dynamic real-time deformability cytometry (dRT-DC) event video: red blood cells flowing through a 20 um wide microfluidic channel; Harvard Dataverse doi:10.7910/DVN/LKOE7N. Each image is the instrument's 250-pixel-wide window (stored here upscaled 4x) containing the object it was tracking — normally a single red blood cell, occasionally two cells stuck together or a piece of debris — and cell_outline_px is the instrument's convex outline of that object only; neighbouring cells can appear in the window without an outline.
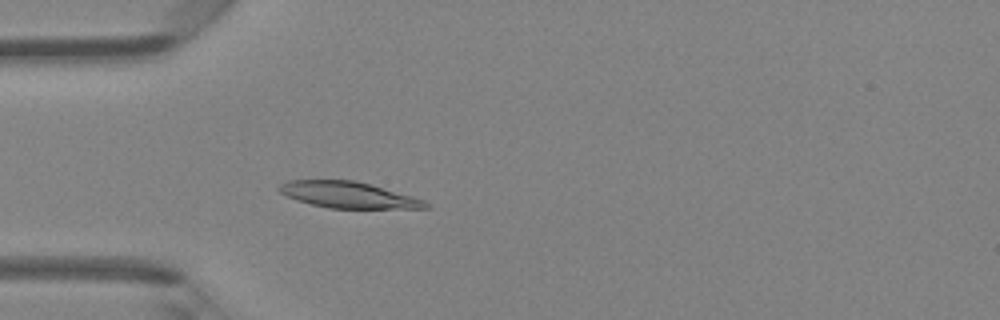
{"species": "Egyptian fruit bat (a non-hibernating species)", "species_latin": "Rousettus aegyptiacus", "temperature_condition": "room temperature", "stored_images_in_passage": 47, "camera_frame_rate_fps": 3000, "um_per_image_px": 0.085, "animal": {"sex": "female"}, "frame": {"image": 1, "passage_image": 14, "time_ms": 4.333, "image_size_px": [1000, 320], "cell_outline_px": [[432, 208], [328, 208], [296, 200], [280, 192], [276, 188], [280, 184], [288, 180], [352, 180], [372, 184], [412, 196], [424, 200]], "centroid_in_image_um": [29.59, 16.56], "position_along_channel_um": 55.4, "area_um2": 22.31}}
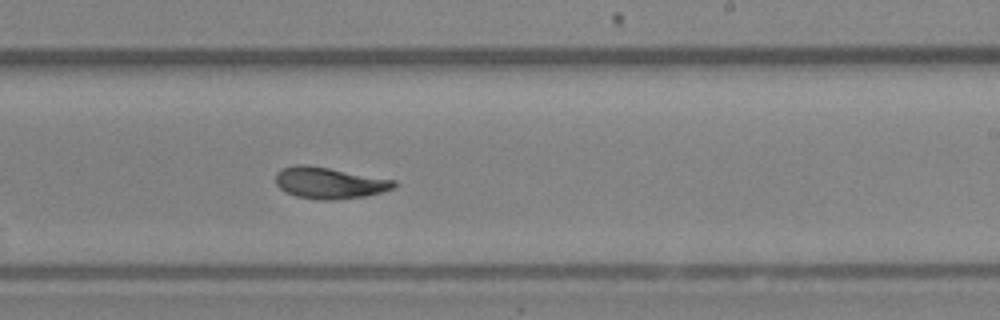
{"frame": {"image": 2, "passage_image": 29, "time_ms": 9.333, "image_size_px": [1000, 320], "cell_outline_px": [[396, 188], [364, 196], [336, 200], [320, 200], [296, 196], [284, 192], [276, 184], [276, 172], [280, 168], [296, 164], [304, 164], [328, 168], [396, 180]], "centroid_in_image_um": [27.96, 15.55], "position_along_channel_um": 261.0, "area_um2": 21.73}}
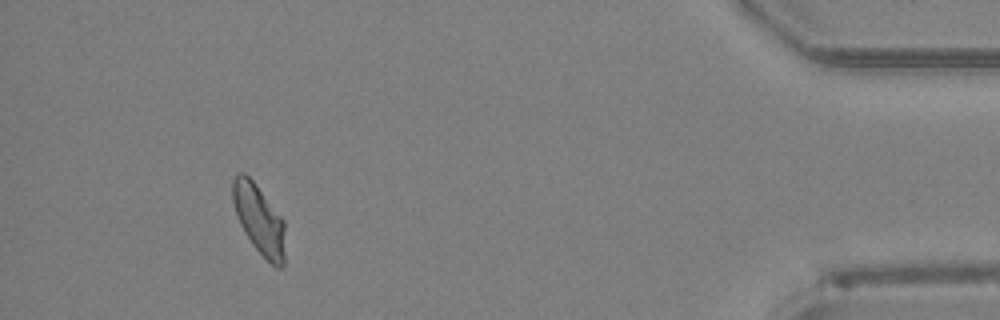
{"frame": {"image": 3, "passage_image": 44, "time_ms": 14.333, "image_size_px": [1000, 320], "cell_outline_px": [[284, 264], [280, 268], [276, 268], [252, 244], [240, 224], [232, 200], [232, 180], [236, 172], [244, 172], [252, 180], [284, 220]], "centroid_in_image_um": [22.01, 18.62], "position_along_channel_um": 413.2, "area_um2": 20.92}, "authors_computed_cell_mechanics": {"area_um2": 21.9062, "velocity_mm_per_s": 4.2551, "shape_relaxation_time_tau1_ms": 4.4201, "shape_relaxation_time_tau2_ms": 1.4216, "deformation_change_tau1": 0.143, "deformation_change_tau2": 0.0504}}